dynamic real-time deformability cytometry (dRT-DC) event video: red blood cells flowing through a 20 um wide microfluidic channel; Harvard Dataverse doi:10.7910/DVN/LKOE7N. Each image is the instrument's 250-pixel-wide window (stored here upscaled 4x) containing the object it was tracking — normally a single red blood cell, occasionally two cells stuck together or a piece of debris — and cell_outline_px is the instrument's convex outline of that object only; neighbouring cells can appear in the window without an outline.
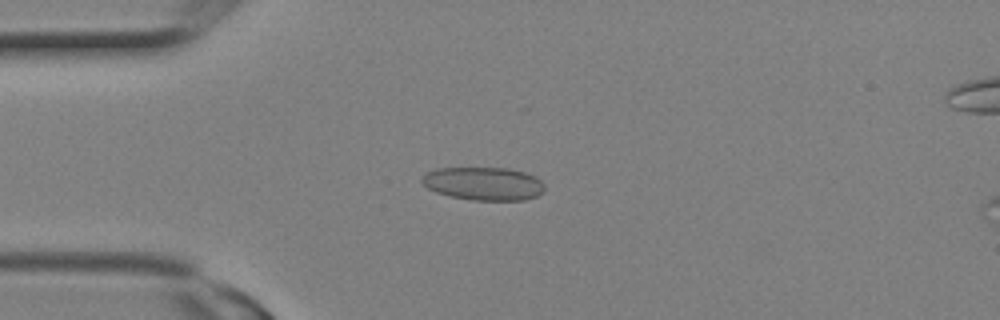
{"species": "Egyptian fruit bat (a non-hibernating species)", "species_latin": "Rousettus aegyptiacus", "temperature_condition": "room temperature", "stored_images_in_passage": 16, "camera_frame_rate_fps": 3000, "um_per_image_px": 0.085, "animal": {"sex": "female"}, "frame": {"image": 1, "passage_image": 7, "time_ms": 2.0, "image_size_px": [1000, 320], "cell_outline_px": [[544, 192], [536, 196], [524, 200], [472, 200], [448, 196], [436, 192], [428, 188], [420, 180], [420, 176], [436, 168], [508, 168], [524, 172], [536, 176], [544, 184]], "centroid_in_image_um": [41.1, 15.61], "position_along_channel_um": 43.9, "area_um2": 23.87}}
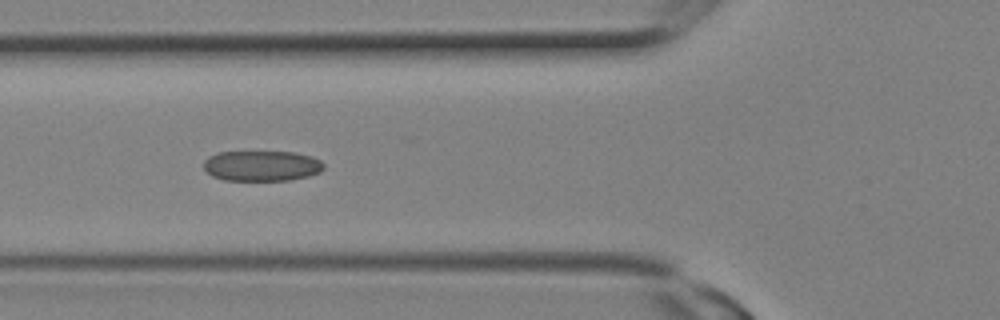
{"frame": {"image": 2, "passage_image": 10, "time_ms": 3.0, "image_size_px": [1000, 320], "cell_outline_px": [[324, 168], [320, 172], [308, 176], [288, 180], [224, 180], [212, 176], [204, 168], [204, 160], [208, 156], [216, 152], [296, 152], [312, 156], [320, 160], [324, 164]], "centroid_in_image_um": [22.25, 14.09], "position_along_channel_um": 103.6, "area_um2": 21.39}}
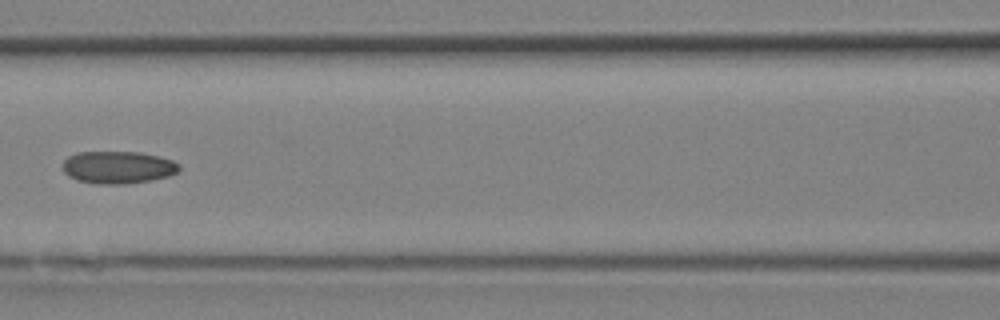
{"frame": {"image": 3, "passage_image": 12, "time_ms": 3.667, "image_size_px": [1000, 320], "cell_outline_px": [[180, 168], [176, 172], [168, 176], [148, 180], [124, 184], [96, 184], [80, 180], [68, 176], [64, 172], [64, 160], [68, 156], [76, 152], [140, 152], [172, 160], [180, 164]], "centroid_in_image_um": [10.01, 14.21], "position_along_channel_um": 156.6, "area_um2": 21.79}}